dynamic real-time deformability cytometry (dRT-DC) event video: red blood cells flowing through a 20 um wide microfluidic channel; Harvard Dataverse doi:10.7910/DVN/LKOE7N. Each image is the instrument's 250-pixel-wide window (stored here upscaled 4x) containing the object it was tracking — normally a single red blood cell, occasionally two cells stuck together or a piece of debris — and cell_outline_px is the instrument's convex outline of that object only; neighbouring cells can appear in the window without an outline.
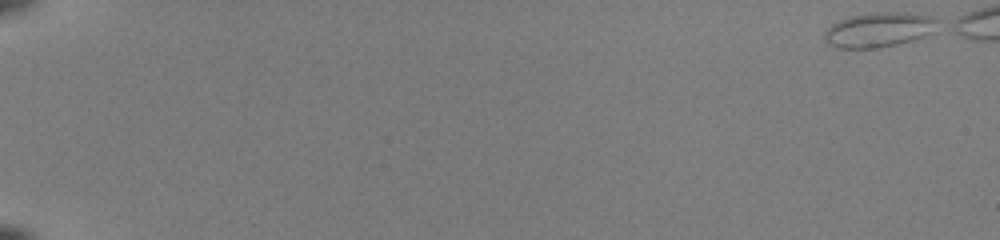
{"species": "common noctule bat (a hibernating species)", "species_latin": "Nyctalus noctula", "temperature_condition": "room temperature", "stored_images_in_passage": 50, "camera_frame_rate_fps": 3000, "um_per_image_px": 0.085, "animal": {"sex": "female", "body_mass_g": 22.0, "forearm_length_mm": 56.7}, "frame": {"image": 1, "passage_image": 1, "time_ms": 0.0, "image_size_px": [1000, 240], "cell_outline_px": [[940, 24], [932, 32], [924, 36], [912, 40], [896, 44], [872, 48], [836, 48], [828, 44], [824, 40], [824, 32], [832, 24], [848, 16], [876, 12], [908, 12], [928, 16], [936, 20]], "centroid_in_image_um": [74.68, 2.52], "position_along_channel_um": 10.3, "area_um2": 22.83}}
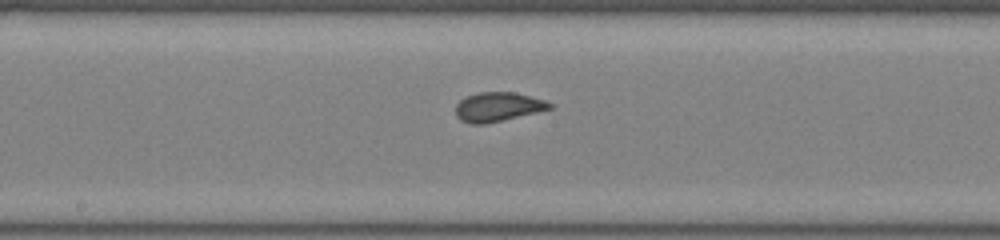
{"frame": {"image": 2, "passage_image": 30, "time_ms": 9.667, "image_size_px": [1000, 240], "cell_outline_px": [[552, 108], [536, 112], [484, 124], [472, 124], [460, 120], [456, 116], [456, 104], [464, 96], [480, 92], [516, 92], [544, 100], [552, 104]], "centroid_in_image_um": [42.28, 9.07], "position_along_channel_um": 205.9, "area_um2": 15.9}}
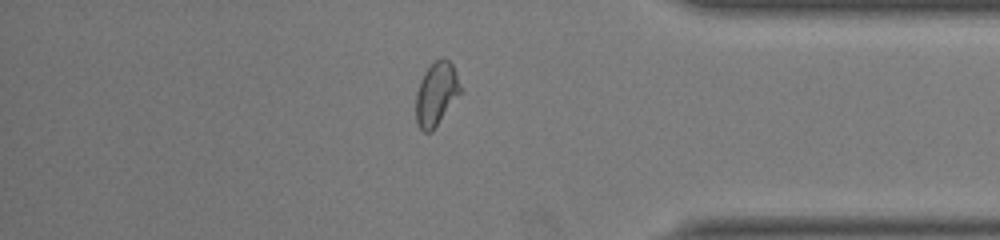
{"frame": {"image": 3, "passage_image": 45, "time_ms": 14.667, "image_size_px": [1000, 240], "cell_outline_px": [[460, 92], [432, 132], [424, 132], [420, 128], [416, 120], [416, 92], [420, 80], [424, 72], [436, 60], [444, 56], [452, 64], [456, 72], [460, 84]], "centroid_in_image_um": [37.06, 7.96], "position_along_channel_um": 398.1, "area_um2": 16.18}}